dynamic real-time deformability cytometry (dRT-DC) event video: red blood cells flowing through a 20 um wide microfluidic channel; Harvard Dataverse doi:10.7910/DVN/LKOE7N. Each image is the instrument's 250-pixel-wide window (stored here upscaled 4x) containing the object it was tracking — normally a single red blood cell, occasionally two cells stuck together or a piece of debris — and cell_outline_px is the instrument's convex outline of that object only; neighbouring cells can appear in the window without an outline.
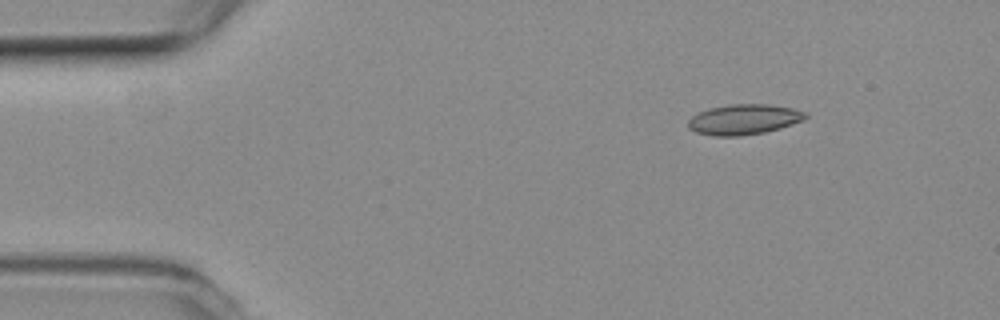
{"species": "common noctule bat (a hibernating species)", "species_latin": "Nyctalus noctula", "temperature_condition": "room temperature", "stored_images_in_passage": 50, "camera_frame_rate_fps": 3000, "um_per_image_px": 0.085, "animal": {"sex": "female", "body_mass_g": 19.3, "forearm_length_mm": 54.1}, "frame": {"image": 1, "passage_image": 1, "time_ms": 0.0, "image_size_px": [1000, 320], "cell_outline_px": [[808, 116], [804, 120], [780, 128], [764, 132], [740, 136], [712, 136], [696, 132], [688, 128], [688, 120], [692, 116], [700, 112], [712, 108], [732, 104], [768, 104], [792, 108], [808, 112]], "centroid_in_image_um": [63.26, 10.16], "position_along_channel_um": 21.7, "area_um2": 20.69}}
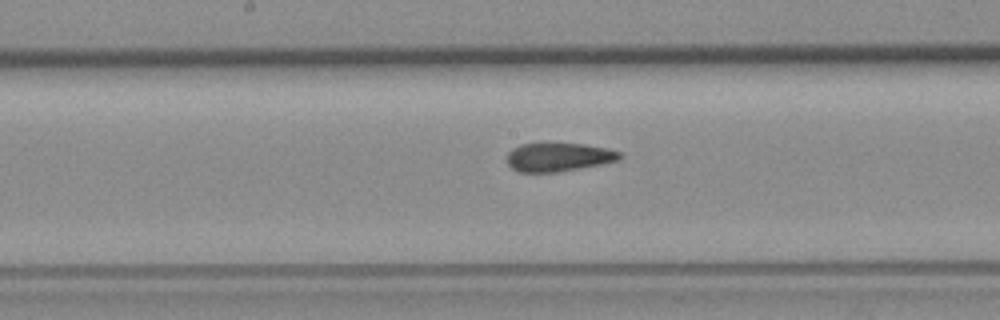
{"frame": {"image": 2, "passage_image": 22, "time_ms": 7.0, "image_size_px": [1000, 320], "cell_outline_px": [[624, 156], [616, 160], [600, 164], [580, 168], [556, 172], [520, 172], [512, 168], [508, 164], [508, 152], [512, 148], [520, 144], [584, 144], [608, 148], [620, 152]], "centroid_in_image_um": [47.47, 13.35], "position_along_channel_um": 200.7, "area_um2": 18.55}}
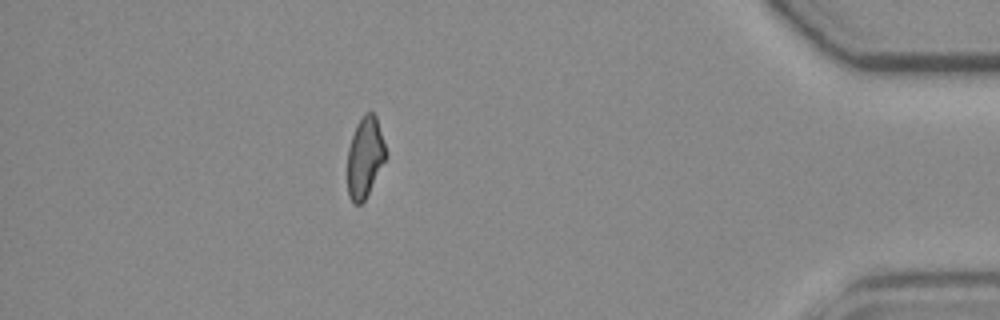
{"frame": {"image": 3, "passage_image": 43, "time_ms": 14.0, "image_size_px": [1000, 320], "cell_outline_px": [[388, 156], [364, 200], [360, 204], [352, 204], [348, 196], [348, 148], [356, 124], [364, 112], [372, 112], [376, 116]], "centroid_in_image_um": [31.02, 13.36], "position_along_channel_um": 404.2, "area_um2": 18.03}, "authors_computed_cell_mechanics": {"area_um2": 19.5364, "velocity_mm_per_s": 3.646, "shape_relaxation_time_tau1_ms": null, "shape_relaxation_time_tau2_ms": 2.8427, "deformation_change_tau1": null, "deformation_change_tau2": 0.0899}}